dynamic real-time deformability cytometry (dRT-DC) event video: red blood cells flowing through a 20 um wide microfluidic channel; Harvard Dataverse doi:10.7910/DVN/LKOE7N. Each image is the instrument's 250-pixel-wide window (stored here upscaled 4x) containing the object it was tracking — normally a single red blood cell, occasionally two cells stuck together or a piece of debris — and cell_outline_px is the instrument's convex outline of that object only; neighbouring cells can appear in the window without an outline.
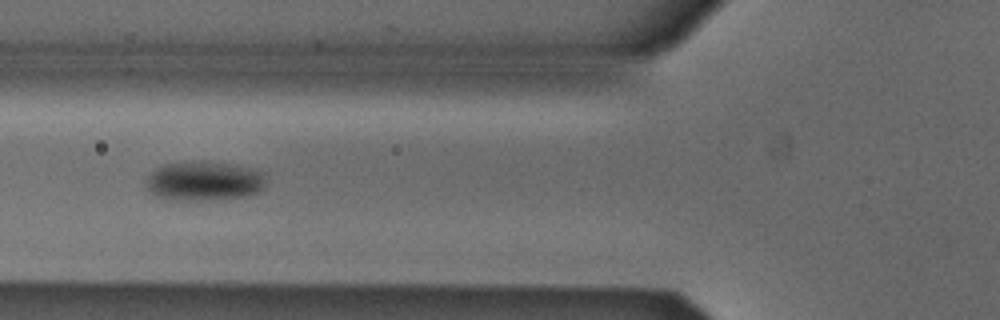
{"species": "Egyptian fruit bat (a non-hibernating species)", "species_latin": "Rousettus aegyptiacus", "temperature_condition": "cold", "stored_images_in_passage": 8, "camera_frame_rate_fps": 3000, "um_per_image_px": 0.085, "animal": {"sex": "male"}, "frame": {"image": 1, "passage_image": 6, "time_ms": 1.667, "image_size_px": [1000, 320], "cell_outline_px": [[264, 188], [260, 192], [248, 196], [196, 200], [168, 200], [156, 196], [148, 188], [148, 176], [156, 168], [164, 164], [184, 160], [204, 160], [236, 164], [264, 172]], "centroid_in_image_um": [17.37, 15.35], "position_along_channel_um": 108.4, "area_um2": 27.92}}
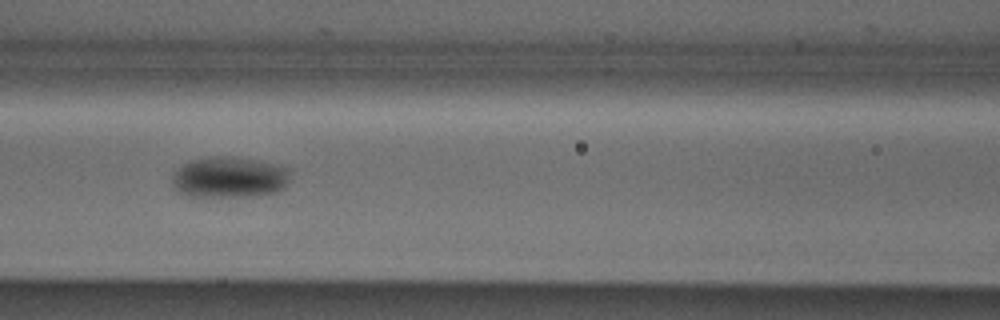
{"frame": {"image": 2, "passage_image": 7, "time_ms": 2.0, "image_size_px": [1000, 320], "cell_outline_px": [[288, 180], [284, 188], [276, 192], [256, 196], [188, 196], [180, 192], [172, 184], [172, 176], [180, 164], [192, 160], [208, 156], [232, 156], [256, 160], [288, 168]], "centroid_in_image_um": [19.46, 15.06], "position_along_channel_um": 147.1, "area_um2": 28.21}}
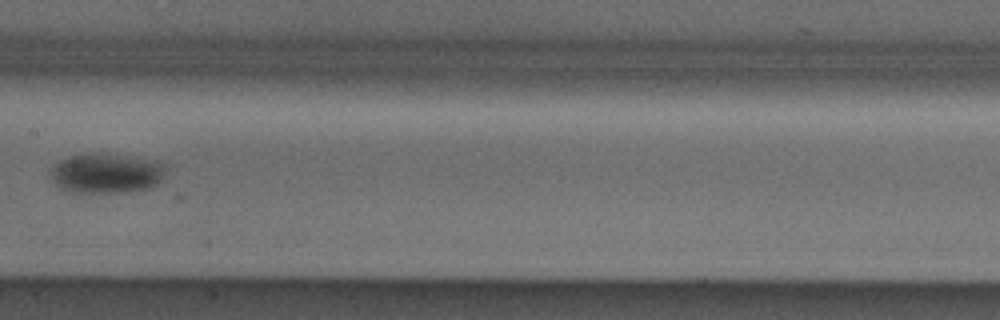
{"frame": {"image": 3, "passage_image": 8, "time_ms": 2.333, "image_size_px": [1000, 320], "cell_outline_px": [[168, 164], [164, 176], [152, 188], [128, 192], [72, 192], [56, 184], [52, 180], [48, 172], [60, 160], [68, 156], [88, 152], [124, 156], [156, 160]], "centroid_in_image_um": [9.07, 14.72], "position_along_channel_um": 198.3, "area_um2": 26.99}}